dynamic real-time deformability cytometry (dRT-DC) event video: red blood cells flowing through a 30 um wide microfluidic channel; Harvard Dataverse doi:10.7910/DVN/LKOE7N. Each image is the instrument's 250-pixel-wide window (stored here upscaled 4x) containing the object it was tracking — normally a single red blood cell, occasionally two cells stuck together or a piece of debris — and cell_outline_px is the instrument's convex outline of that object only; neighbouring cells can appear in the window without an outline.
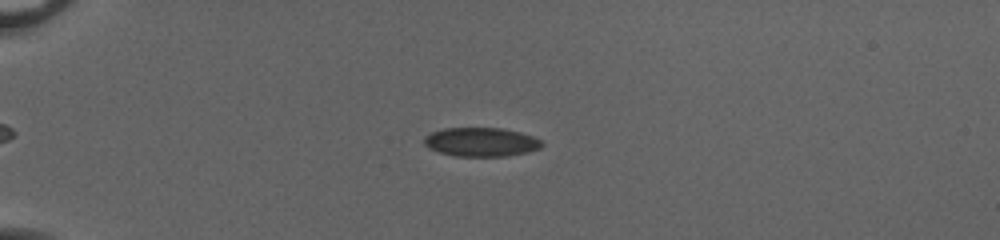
{"species": "common noctule bat (a hibernating species)", "species_latin": "Nyctalus noctula", "temperature_condition": "cold", "stored_images_in_passage": 55, "camera_frame_rate_fps": 3000, "um_per_image_px": 0.085, "animal": {"sex": "female", "body_mass_g": 20.0, "forearm_length_mm": 54.0}, "frame": {"image": 1, "passage_image": 15, "time_ms": 4.667, "image_size_px": [1000, 240], "cell_outline_px": [[544, 144], [540, 148], [528, 152], [508, 156], [456, 156], [440, 152], [424, 144], [424, 136], [432, 132], [444, 128], [500, 128], [520, 132], [532, 136], [540, 140]], "centroid_in_image_um": [40.91, 12.07], "position_along_channel_um": 44.1, "area_um2": 19.71}}
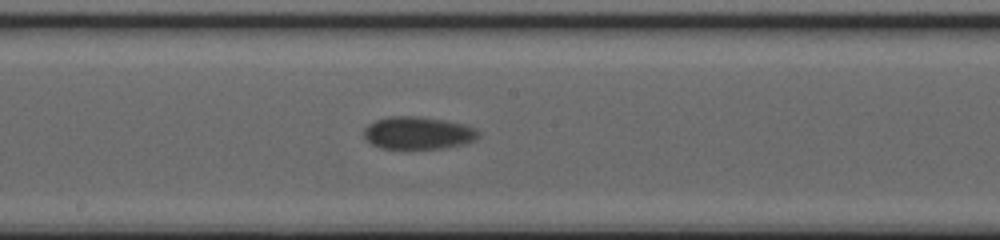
{"frame": {"image": 2, "passage_image": 32, "time_ms": 10.333, "image_size_px": [1000, 240], "cell_outline_px": [[480, 136], [472, 140], [460, 144], [440, 148], [380, 148], [372, 144], [364, 136], [364, 128], [368, 124], [376, 120], [388, 116], [416, 116], [444, 120], [464, 124], [476, 128], [480, 132]], "centroid_in_image_um": [35.51, 11.28], "position_along_channel_um": 212.7, "area_um2": 21.5}}
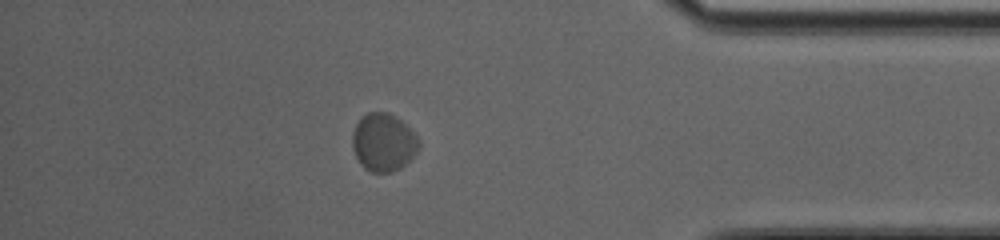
{"frame": {"image": 3, "passage_image": 49, "time_ms": 16.0, "image_size_px": [1000, 240], "cell_outline_px": [[420, 144], [416, 152], [400, 168], [392, 172], [372, 172], [364, 168], [360, 164], [352, 148], [352, 132], [360, 116], [368, 112], [388, 112], [396, 116], [420, 140]], "centroid_in_image_um": [32.55, 12.09], "position_along_channel_um": 402.6, "area_um2": 22.37}, "authors_computed_cell_mechanics": {"area_um2": 20.9236, "velocity_mm_per_s": 3.7889, "shape_relaxation_time_tau1_ms": null, "shape_relaxation_time_tau2_ms": 4.9313, "deformation_change_tau1": null, "deformation_change_tau2": 0.0427}}